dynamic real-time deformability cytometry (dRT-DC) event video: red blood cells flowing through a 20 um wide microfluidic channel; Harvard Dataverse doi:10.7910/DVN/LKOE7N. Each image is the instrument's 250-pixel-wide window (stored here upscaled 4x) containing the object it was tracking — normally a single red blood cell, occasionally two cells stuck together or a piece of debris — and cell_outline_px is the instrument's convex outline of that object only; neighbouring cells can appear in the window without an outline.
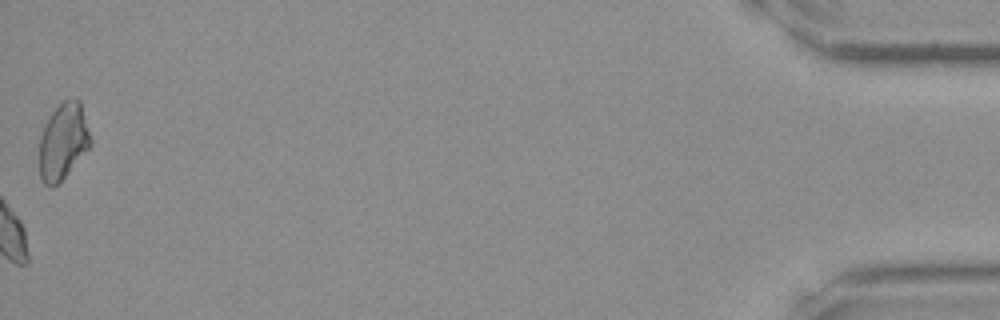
{"species": "Egyptian fruit bat (a non-hibernating species)", "species_latin": "Rousettus aegyptiacus", "temperature_condition": "room temperature", "stored_images_in_passage": 26, "camera_frame_rate_fps": 3000, "um_per_image_px": 0.085, "frame": {"image": 1, "passage_image": 26, "time_ms": 8.333, "image_size_px": [1000, 320], "cell_outline_px": [[92, 144], [68, 172], [52, 188], [44, 184], [40, 176], [40, 136], [52, 112], [68, 96], [76, 96], [80, 100], [92, 140]], "centroid_in_image_um": [5.39, 11.97], "position_along_channel_um": 429.8, "area_um2": 22.6}}